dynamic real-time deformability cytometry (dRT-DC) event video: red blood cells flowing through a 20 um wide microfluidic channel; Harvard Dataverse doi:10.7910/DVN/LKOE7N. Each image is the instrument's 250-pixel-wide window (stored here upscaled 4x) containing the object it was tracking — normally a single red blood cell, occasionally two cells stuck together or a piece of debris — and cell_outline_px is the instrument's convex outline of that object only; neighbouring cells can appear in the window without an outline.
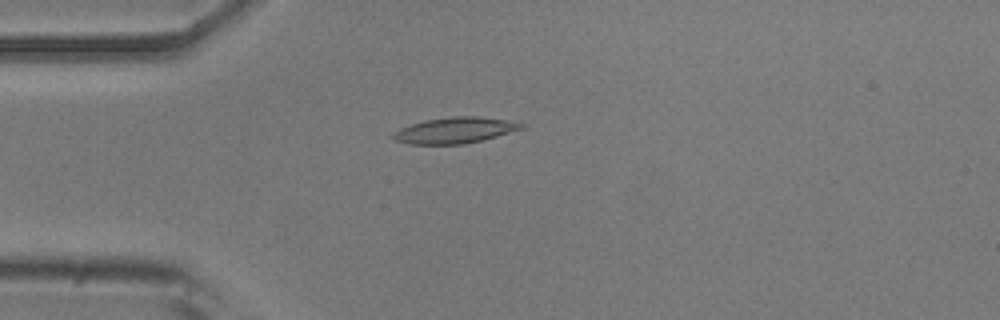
{"species": "common noctule bat (a hibernating species)", "species_latin": "Nyctalus noctula", "temperature_condition": "room temperature", "stored_images_in_passage": 52, "camera_frame_rate_fps": 3000, "um_per_image_px": 0.085, "animal": {"sex": "male", "body_mass_g": 20.5, "forearm_length_mm": 52.5}, "frame": {"image": 1, "passage_image": 13, "time_ms": 4.0, "image_size_px": [1000, 320], "cell_outline_px": [[524, 128], [484, 140], [464, 144], [408, 144], [396, 140], [388, 136], [392, 132], [400, 128], [424, 120], [452, 116], [480, 116], [504, 120], [524, 124]], "centroid_in_image_um": [38.61, 11.08], "position_along_channel_um": 46.4, "area_um2": 19.48}}
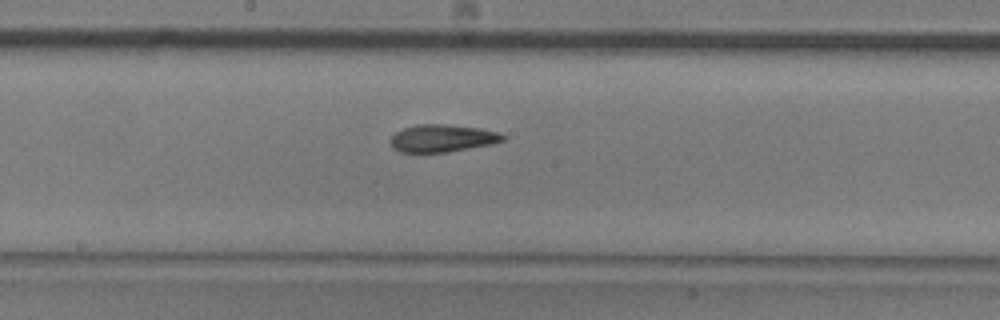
{"frame": {"image": 2, "passage_image": 27, "time_ms": 8.667, "image_size_px": [1000, 320], "cell_outline_px": [[508, 136], [504, 140], [488, 144], [448, 152], [400, 152], [392, 148], [388, 140], [396, 132], [404, 128], [416, 124], [444, 124], [480, 128], [500, 132]], "centroid_in_image_um": [37.57, 11.74], "position_along_channel_um": 210.6, "area_um2": 18.03}}
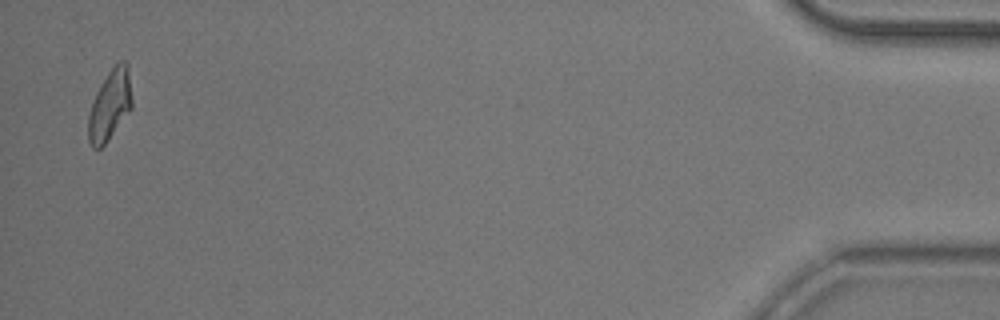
{"frame": {"image": 3, "passage_image": 51, "time_ms": 16.667, "image_size_px": [1000, 320], "cell_outline_px": [[132, 108], [104, 144], [100, 148], [92, 148], [88, 140], [88, 116], [92, 100], [100, 84], [108, 72], [120, 60], [124, 60], [128, 64], [132, 100]], "centroid_in_image_um": [9.33, 8.91], "position_along_channel_um": 425.9, "area_um2": 17.86}, "authors_computed_cell_mechanics": {"area_um2": 18.2359, "velocity_mm_per_s": 3.8088, "shape_relaxation_time_tau1_ms": 5.4138, "shape_relaxation_time_tau2_ms": 1.9113, "deformation_change_tau1": 0.175, "deformation_change_tau2": 0.0861}}